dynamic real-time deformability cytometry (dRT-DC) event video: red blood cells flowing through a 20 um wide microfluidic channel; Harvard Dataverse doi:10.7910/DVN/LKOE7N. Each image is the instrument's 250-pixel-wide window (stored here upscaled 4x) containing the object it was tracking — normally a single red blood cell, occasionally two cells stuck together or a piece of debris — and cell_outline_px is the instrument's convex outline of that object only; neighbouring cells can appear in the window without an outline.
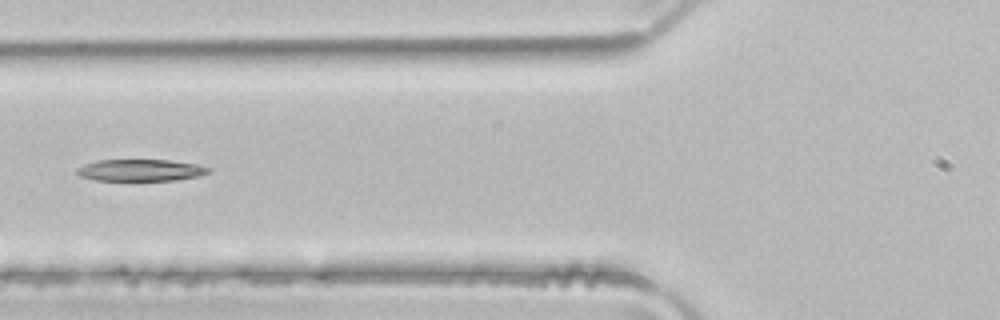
{"species": "common noctule bat (a hibernating species)", "species_latin": "Nyctalus noctula", "temperature_condition": "room temperature", "stored_images_in_passage": 6, "camera_frame_rate_fps": 3000, "um_per_image_px": 0.085, "animal": {"sex": "male", "body_mass_g": 21.5, "forearm_length_mm": 52.0}, "frame": {"image": 1, "passage_image": 6, "time_ms": 1.667, "image_size_px": [1000, 320], "cell_outline_px": [[212, 172], [200, 176], [172, 180], [96, 180], [80, 176], [76, 172], [76, 168], [84, 164], [100, 160], [168, 160], [196, 164], [212, 168]], "centroid_in_image_um": [11.98, 14.46], "position_along_channel_um": 113.8, "area_um2": 16.65}}